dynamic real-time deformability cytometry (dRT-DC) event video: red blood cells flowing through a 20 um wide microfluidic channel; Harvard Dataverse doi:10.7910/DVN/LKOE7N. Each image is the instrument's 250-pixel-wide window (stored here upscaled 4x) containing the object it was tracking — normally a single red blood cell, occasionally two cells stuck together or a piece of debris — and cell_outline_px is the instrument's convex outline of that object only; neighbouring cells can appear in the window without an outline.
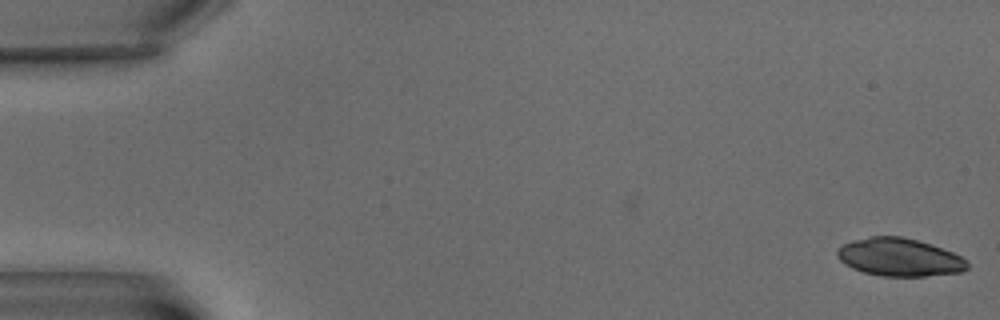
{"species": "common noctule bat (a hibernating species)", "species_latin": "Nyctalus noctula", "temperature_condition": "warm", "stored_images_in_passage": 3, "camera_frame_rate_fps": 3000, "um_per_image_px": 0.085, "animal": {"sex": "male", "body_mass_g": 15.6}, "frame": {"image": 1, "passage_image": 3, "time_ms": 2.333, "image_size_px": [1000, 320], "cell_outline_px": [[968, 268], [960, 272], [924, 276], [884, 276], [864, 272], [852, 268], [844, 264], [836, 256], [836, 252], [844, 244], [852, 240], [872, 236], [900, 236], [932, 244], [952, 252], [968, 260]], "centroid_in_image_um": [76.45, 21.86], "position_along_channel_um": 8.5, "area_um2": 28.67}}